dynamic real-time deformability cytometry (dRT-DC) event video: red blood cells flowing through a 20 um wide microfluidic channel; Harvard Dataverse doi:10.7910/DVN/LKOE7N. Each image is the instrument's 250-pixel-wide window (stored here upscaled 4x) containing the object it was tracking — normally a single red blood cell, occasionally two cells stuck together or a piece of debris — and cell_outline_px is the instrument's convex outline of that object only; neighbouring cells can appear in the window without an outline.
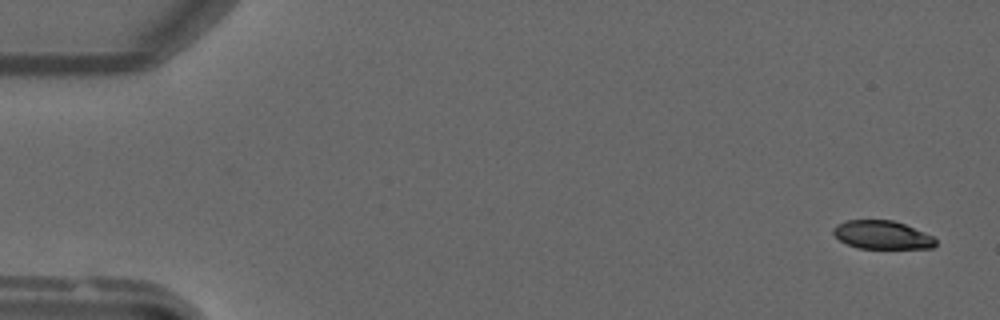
{"species": "common noctule bat (a hibernating species)", "species_latin": "Nyctalus noctula", "temperature_condition": "warm", "stored_images_in_passage": 50, "camera_frame_rate_fps": 3000, "um_per_image_px": 0.085, "animal": {"sex": "male", "forearm_length_mm": 52.5}, "frame": {"image": 1, "passage_image": 2, "time_ms": 0.333, "image_size_px": [1000, 320], "cell_outline_px": [[936, 244], [932, 248], [860, 248], [848, 244], [840, 240], [832, 232], [832, 228], [836, 224], [848, 220], [892, 220], [904, 224], [932, 236], [936, 240]], "centroid_in_image_um": [74.95, 19.96], "position_along_channel_um": 10.0, "area_um2": 16.7}}
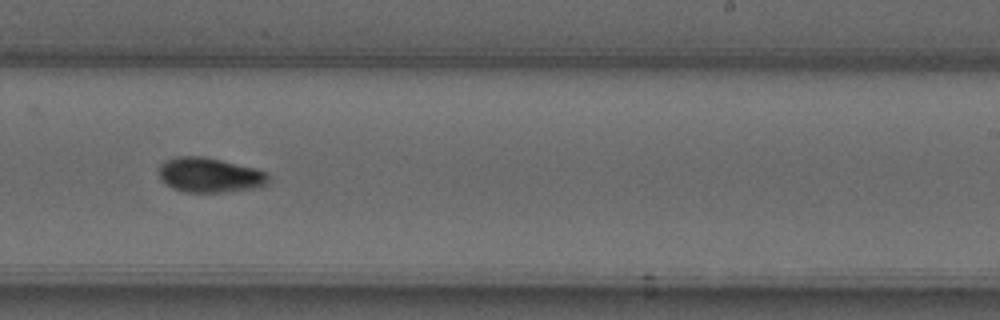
{"frame": {"image": 2, "passage_image": 31, "time_ms": 10.0, "image_size_px": [1000, 320], "cell_outline_px": [[272, 180], [268, 184], [256, 188], [224, 192], [184, 192], [172, 188], [160, 180], [156, 172], [160, 164], [164, 160], [176, 156], [204, 156], [256, 168], [268, 172]], "centroid_in_image_um": [17.82, 14.88], "position_along_channel_um": 271.2, "area_um2": 22.83}}
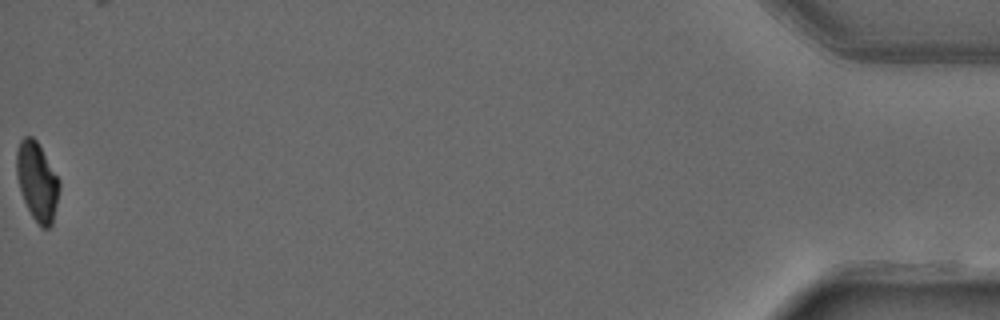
{"frame": {"image": 3, "passage_image": 50, "time_ms": 16.333, "image_size_px": [1000, 320], "cell_outline_px": [[60, 188], [52, 224], [48, 228], [40, 228], [32, 216], [24, 200], [16, 176], [16, 152], [20, 140], [24, 136], [32, 136], [36, 140], [60, 180]], "centroid_in_image_um": [3.15, 15.42], "position_along_channel_um": 432.0, "area_um2": 19.54}}